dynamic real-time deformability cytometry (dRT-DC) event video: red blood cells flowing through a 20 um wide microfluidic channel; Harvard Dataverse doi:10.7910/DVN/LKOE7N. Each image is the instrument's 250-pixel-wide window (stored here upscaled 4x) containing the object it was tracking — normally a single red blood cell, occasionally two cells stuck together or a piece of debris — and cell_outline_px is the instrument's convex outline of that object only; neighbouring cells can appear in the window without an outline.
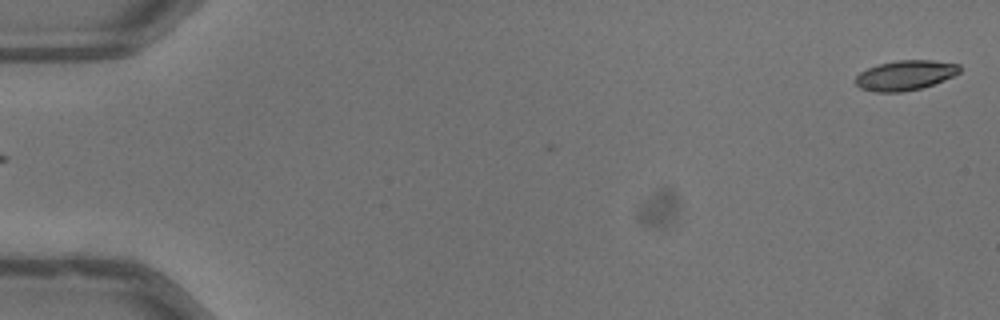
{"species": "common noctule bat (a hibernating species)", "species_latin": "Nyctalus noctula", "temperature_condition": "warm", "stored_images_in_passage": 52, "camera_frame_rate_fps": 3000, "um_per_image_px": 0.085, "animal": {"sex": "male", "body_mass_g": 13.3}, "frame": {"image": 1, "passage_image": 1, "time_ms": 0.0, "image_size_px": [1000, 320], "cell_outline_px": [[960, 72], [944, 80], [920, 88], [900, 92], [872, 92], [860, 88], [856, 84], [856, 76], [860, 72], [868, 68], [880, 64], [896, 60], [932, 60], [960, 64]], "centroid_in_image_um": [76.93, 6.4], "position_along_channel_um": 8.1, "area_um2": 18.03}}
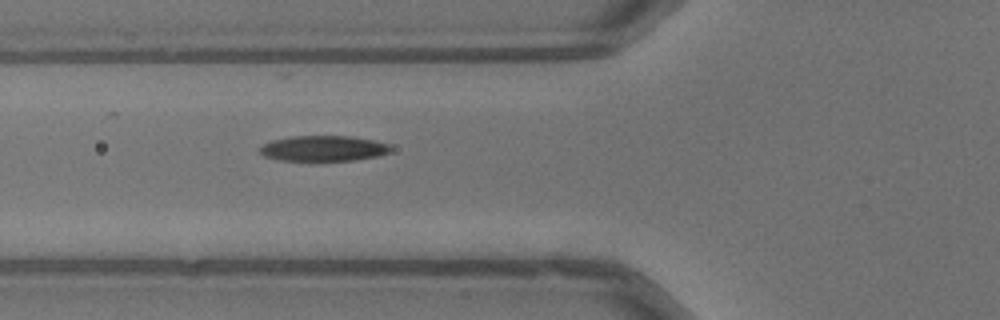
{"frame": {"image": 2, "passage_image": 20, "time_ms": 6.333, "image_size_px": [1000, 320], "cell_outline_px": [[392, 148], [388, 152], [376, 156], [352, 160], [280, 160], [264, 156], [260, 152], [260, 144], [272, 140], [292, 136], [352, 136], [372, 140], [388, 144]], "centroid_in_image_um": [27.44, 12.6], "position_along_channel_um": 98.4, "area_um2": 19.25}}
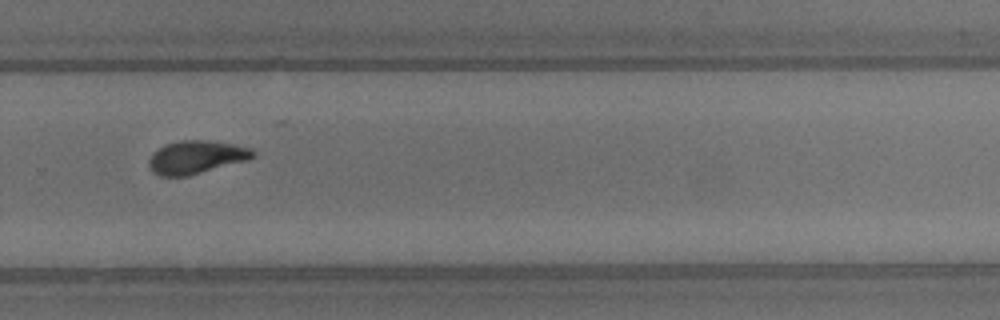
{"frame": {"image": 3, "passage_image": 36, "time_ms": 11.667, "image_size_px": [1000, 320], "cell_outline_px": [[256, 156], [248, 160], [188, 176], [160, 176], [152, 172], [148, 164], [148, 160], [152, 152], [168, 144], [180, 140], [208, 140], [236, 144], [252, 148], [256, 152]], "centroid_in_image_um": [16.71, 13.36], "position_along_channel_um": 313.1, "area_um2": 20.29}, "authors_computed_cell_mechanics": {"area_um2": 19.2763, "velocity_mm_per_s": 4.021, "shape_relaxation_time_tau1_ms": 3.5224, "shape_relaxation_time_tau2_ms": 2.1533, "deformation_change_tau1": 0.1581, "deformation_change_tau2": 0.0895}}